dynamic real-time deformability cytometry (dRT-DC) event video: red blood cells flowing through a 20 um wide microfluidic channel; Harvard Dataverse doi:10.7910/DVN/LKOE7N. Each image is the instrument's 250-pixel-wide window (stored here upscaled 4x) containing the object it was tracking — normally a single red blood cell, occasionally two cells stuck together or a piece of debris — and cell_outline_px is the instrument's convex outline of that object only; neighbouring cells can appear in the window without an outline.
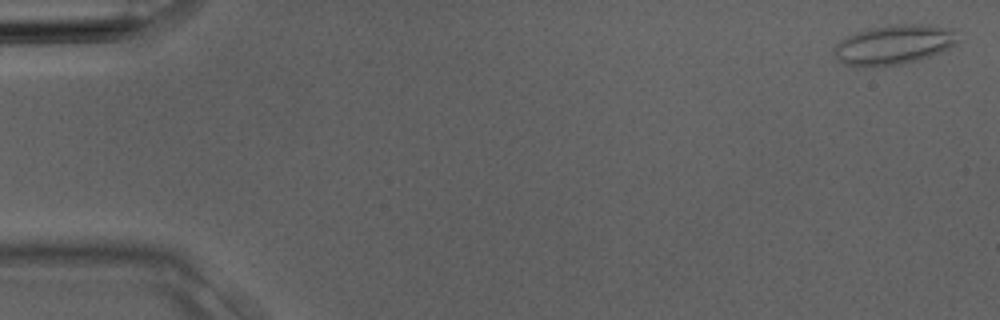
{"species": "Egyptian fruit bat (a non-hibernating species)", "species_latin": "Rousettus aegyptiacus", "temperature_condition": "room temperature", "stored_images_in_passage": 4, "camera_frame_rate_fps": 3000, "um_per_image_px": 0.085, "animal": {"sex": "male"}, "frame": {"image": 1, "passage_image": 1, "time_ms": 0.0, "image_size_px": [1000, 320], "cell_outline_px": [[956, 44], [940, 52], [916, 60], [900, 64], [872, 68], [856, 68], [844, 64], [836, 60], [836, 44], [840, 40], [856, 32], [868, 28], [900, 24], [920, 24], [952, 28], [956, 40]], "centroid_in_image_um": [75.91, 3.82], "position_along_channel_um": 9.1, "area_um2": 28.5}}